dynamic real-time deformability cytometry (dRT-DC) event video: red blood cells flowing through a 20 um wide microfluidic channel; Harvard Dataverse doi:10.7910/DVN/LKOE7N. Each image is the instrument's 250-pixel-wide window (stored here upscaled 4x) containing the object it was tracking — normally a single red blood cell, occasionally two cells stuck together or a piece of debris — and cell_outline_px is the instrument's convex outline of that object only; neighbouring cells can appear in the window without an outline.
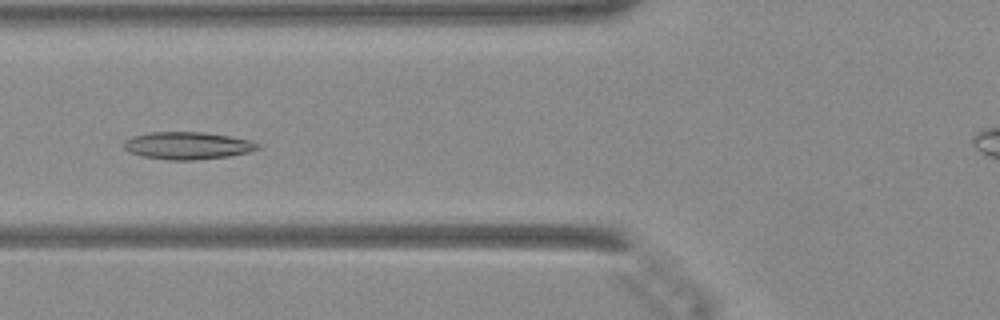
{"species": "Egyptian fruit bat (a non-hibernating species)", "species_latin": "Rousettus aegyptiacus", "temperature_condition": "warm", "stored_images_in_passage": 40, "camera_frame_rate_fps": 3000, "um_per_image_px": 0.085, "animal": {"sex": "female"}, "frame": {"image": 1, "passage_image": 10, "time_ms": 3.0, "image_size_px": [1000, 320], "cell_outline_px": [[260, 148], [248, 152], [228, 156], [192, 160], [168, 160], [140, 156], [128, 152], [124, 148], [124, 140], [132, 136], [148, 132], [204, 132], [252, 140], [260, 144]], "centroid_in_image_um": [15.91, 12.37], "position_along_channel_um": 109.9, "area_um2": 21.5}}
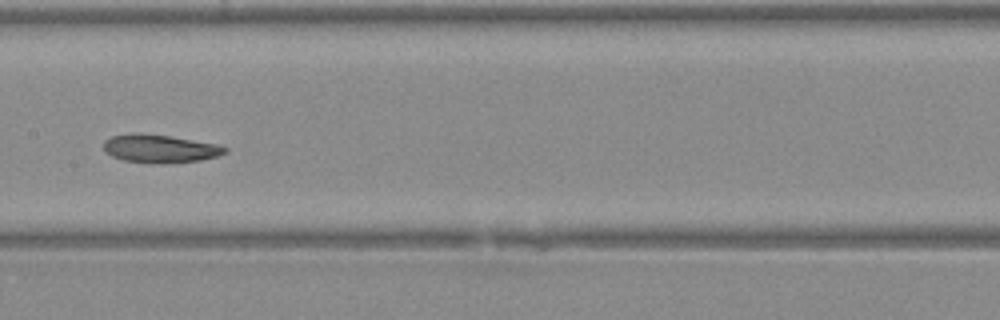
{"frame": {"image": 2, "passage_image": 16, "time_ms": 5.0, "image_size_px": [1000, 320], "cell_outline_px": [[228, 152], [216, 156], [200, 160], [168, 164], [164, 164], [124, 160], [112, 156], [104, 152], [104, 140], [112, 136], [168, 136], [216, 144], [228, 148]], "centroid_in_image_um": [13.65, 12.69], "position_along_channel_um": 193.8, "area_um2": 19.02}}
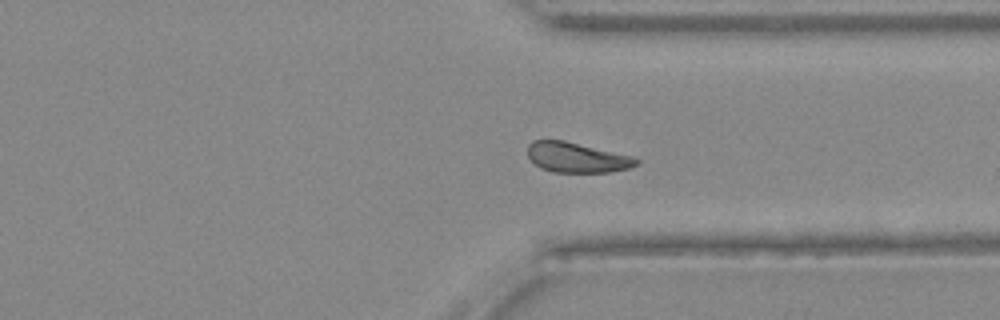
{"frame": {"image": 3, "passage_image": 28, "time_ms": 9.0, "image_size_px": [1000, 320], "cell_outline_px": [[640, 164], [632, 168], [608, 172], [552, 172], [540, 168], [528, 156], [528, 144], [532, 140], [564, 140], [632, 156], [640, 160]], "centroid_in_image_um": [49.06, 13.39], "position_along_channel_um": 362.3, "area_um2": 19.13}}